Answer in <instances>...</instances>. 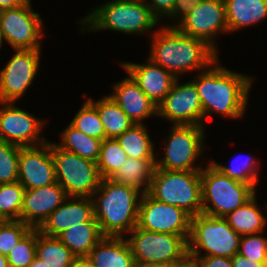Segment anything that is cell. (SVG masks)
<instances>
[{
  "instance_id": "obj_1",
  "label": "cell",
  "mask_w": 267,
  "mask_h": 267,
  "mask_svg": "<svg viewBox=\"0 0 267 267\" xmlns=\"http://www.w3.org/2000/svg\"><path fill=\"white\" fill-rule=\"evenodd\" d=\"M196 75L191 81L202 103L203 126L212 114L228 119H242L247 115L249 94L255 80L253 76L229 70L219 58Z\"/></svg>"
},
{
  "instance_id": "obj_2",
  "label": "cell",
  "mask_w": 267,
  "mask_h": 267,
  "mask_svg": "<svg viewBox=\"0 0 267 267\" xmlns=\"http://www.w3.org/2000/svg\"><path fill=\"white\" fill-rule=\"evenodd\" d=\"M148 38L151 50L147 58L176 78L207 69L220 55L206 41L185 35L176 27L161 25Z\"/></svg>"
},
{
  "instance_id": "obj_3",
  "label": "cell",
  "mask_w": 267,
  "mask_h": 267,
  "mask_svg": "<svg viewBox=\"0 0 267 267\" xmlns=\"http://www.w3.org/2000/svg\"><path fill=\"white\" fill-rule=\"evenodd\" d=\"M142 193L110 178L101 179L92 196L94 218L103 236L126 237L137 226Z\"/></svg>"
},
{
  "instance_id": "obj_4",
  "label": "cell",
  "mask_w": 267,
  "mask_h": 267,
  "mask_svg": "<svg viewBox=\"0 0 267 267\" xmlns=\"http://www.w3.org/2000/svg\"><path fill=\"white\" fill-rule=\"evenodd\" d=\"M78 22L82 33L109 30L136 36H144V33L151 36L156 26H161L144 0H108Z\"/></svg>"
},
{
  "instance_id": "obj_5",
  "label": "cell",
  "mask_w": 267,
  "mask_h": 267,
  "mask_svg": "<svg viewBox=\"0 0 267 267\" xmlns=\"http://www.w3.org/2000/svg\"><path fill=\"white\" fill-rule=\"evenodd\" d=\"M207 162L201 170L203 214L225 217L257 193L251 185L228 177L210 160Z\"/></svg>"
},
{
  "instance_id": "obj_6",
  "label": "cell",
  "mask_w": 267,
  "mask_h": 267,
  "mask_svg": "<svg viewBox=\"0 0 267 267\" xmlns=\"http://www.w3.org/2000/svg\"><path fill=\"white\" fill-rule=\"evenodd\" d=\"M241 235L224 217L200 213L191 218L187 241L188 257L222 256L232 258L239 252Z\"/></svg>"
},
{
  "instance_id": "obj_7",
  "label": "cell",
  "mask_w": 267,
  "mask_h": 267,
  "mask_svg": "<svg viewBox=\"0 0 267 267\" xmlns=\"http://www.w3.org/2000/svg\"><path fill=\"white\" fill-rule=\"evenodd\" d=\"M169 135L163 144L162 159L156 151V168L175 171H201L202 162L197 163L205 155L206 126L171 125ZM197 161V162H196Z\"/></svg>"
},
{
  "instance_id": "obj_8",
  "label": "cell",
  "mask_w": 267,
  "mask_h": 267,
  "mask_svg": "<svg viewBox=\"0 0 267 267\" xmlns=\"http://www.w3.org/2000/svg\"><path fill=\"white\" fill-rule=\"evenodd\" d=\"M148 194L185 210L192 217L202 213L201 171L155 169Z\"/></svg>"
},
{
  "instance_id": "obj_9",
  "label": "cell",
  "mask_w": 267,
  "mask_h": 267,
  "mask_svg": "<svg viewBox=\"0 0 267 267\" xmlns=\"http://www.w3.org/2000/svg\"><path fill=\"white\" fill-rule=\"evenodd\" d=\"M56 180L68 197L92 198L101 182L96 162L59 148L51 141Z\"/></svg>"
},
{
  "instance_id": "obj_10",
  "label": "cell",
  "mask_w": 267,
  "mask_h": 267,
  "mask_svg": "<svg viewBox=\"0 0 267 267\" xmlns=\"http://www.w3.org/2000/svg\"><path fill=\"white\" fill-rule=\"evenodd\" d=\"M126 239L136 264H181L188 258L187 241L181 235L157 233L135 226Z\"/></svg>"
},
{
  "instance_id": "obj_11",
  "label": "cell",
  "mask_w": 267,
  "mask_h": 267,
  "mask_svg": "<svg viewBox=\"0 0 267 267\" xmlns=\"http://www.w3.org/2000/svg\"><path fill=\"white\" fill-rule=\"evenodd\" d=\"M32 1L17 7L0 11L2 34L13 50L41 49L44 38V22L32 7Z\"/></svg>"
},
{
  "instance_id": "obj_12",
  "label": "cell",
  "mask_w": 267,
  "mask_h": 267,
  "mask_svg": "<svg viewBox=\"0 0 267 267\" xmlns=\"http://www.w3.org/2000/svg\"><path fill=\"white\" fill-rule=\"evenodd\" d=\"M0 70V102H18L40 69L41 49L14 50Z\"/></svg>"
},
{
  "instance_id": "obj_13",
  "label": "cell",
  "mask_w": 267,
  "mask_h": 267,
  "mask_svg": "<svg viewBox=\"0 0 267 267\" xmlns=\"http://www.w3.org/2000/svg\"><path fill=\"white\" fill-rule=\"evenodd\" d=\"M0 105V141L20 147L39 146L49 141L41 134L47 119L23 110L15 102H0Z\"/></svg>"
},
{
  "instance_id": "obj_14",
  "label": "cell",
  "mask_w": 267,
  "mask_h": 267,
  "mask_svg": "<svg viewBox=\"0 0 267 267\" xmlns=\"http://www.w3.org/2000/svg\"><path fill=\"white\" fill-rule=\"evenodd\" d=\"M192 216L182 208L160 202L142 194L137 227L142 230L181 235L188 241Z\"/></svg>"
},
{
  "instance_id": "obj_15",
  "label": "cell",
  "mask_w": 267,
  "mask_h": 267,
  "mask_svg": "<svg viewBox=\"0 0 267 267\" xmlns=\"http://www.w3.org/2000/svg\"><path fill=\"white\" fill-rule=\"evenodd\" d=\"M176 28L190 37L206 41L219 53L216 38L229 35L224 0H199L197 6Z\"/></svg>"
},
{
  "instance_id": "obj_16",
  "label": "cell",
  "mask_w": 267,
  "mask_h": 267,
  "mask_svg": "<svg viewBox=\"0 0 267 267\" xmlns=\"http://www.w3.org/2000/svg\"><path fill=\"white\" fill-rule=\"evenodd\" d=\"M180 79L158 105V117L170 125L203 126V108L196 86L191 80L180 84Z\"/></svg>"
},
{
  "instance_id": "obj_17",
  "label": "cell",
  "mask_w": 267,
  "mask_h": 267,
  "mask_svg": "<svg viewBox=\"0 0 267 267\" xmlns=\"http://www.w3.org/2000/svg\"><path fill=\"white\" fill-rule=\"evenodd\" d=\"M18 181L25 189L40 188L57 182L51 141L39 146L20 148Z\"/></svg>"
},
{
  "instance_id": "obj_18",
  "label": "cell",
  "mask_w": 267,
  "mask_h": 267,
  "mask_svg": "<svg viewBox=\"0 0 267 267\" xmlns=\"http://www.w3.org/2000/svg\"><path fill=\"white\" fill-rule=\"evenodd\" d=\"M67 197L58 182L40 188L25 189L20 220L31 228H39Z\"/></svg>"
},
{
  "instance_id": "obj_19",
  "label": "cell",
  "mask_w": 267,
  "mask_h": 267,
  "mask_svg": "<svg viewBox=\"0 0 267 267\" xmlns=\"http://www.w3.org/2000/svg\"><path fill=\"white\" fill-rule=\"evenodd\" d=\"M127 77L113 83L111 97L134 124L158 117V106L140 89L138 83L126 72Z\"/></svg>"
},
{
  "instance_id": "obj_20",
  "label": "cell",
  "mask_w": 267,
  "mask_h": 267,
  "mask_svg": "<svg viewBox=\"0 0 267 267\" xmlns=\"http://www.w3.org/2000/svg\"><path fill=\"white\" fill-rule=\"evenodd\" d=\"M146 62H120V66L138 83L140 89L158 106L169 93L177 78L149 58Z\"/></svg>"
},
{
  "instance_id": "obj_21",
  "label": "cell",
  "mask_w": 267,
  "mask_h": 267,
  "mask_svg": "<svg viewBox=\"0 0 267 267\" xmlns=\"http://www.w3.org/2000/svg\"><path fill=\"white\" fill-rule=\"evenodd\" d=\"M94 218V204L92 198L67 197L38 228L44 235L57 237L68 228Z\"/></svg>"
},
{
  "instance_id": "obj_22",
  "label": "cell",
  "mask_w": 267,
  "mask_h": 267,
  "mask_svg": "<svg viewBox=\"0 0 267 267\" xmlns=\"http://www.w3.org/2000/svg\"><path fill=\"white\" fill-rule=\"evenodd\" d=\"M86 257L94 267H136L126 237L103 236Z\"/></svg>"
},
{
  "instance_id": "obj_23",
  "label": "cell",
  "mask_w": 267,
  "mask_h": 267,
  "mask_svg": "<svg viewBox=\"0 0 267 267\" xmlns=\"http://www.w3.org/2000/svg\"><path fill=\"white\" fill-rule=\"evenodd\" d=\"M224 1L229 34L257 25L267 18V0Z\"/></svg>"
},
{
  "instance_id": "obj_24",
  "label": "cell",
  "mask_w": 267,
  "mask_h": 267,
  "mask_svg": "<svg viewBox=\"0 0 267 267\" xmlns=\"http://www.w3.org/2000/svg\"><path fill=\"white\" fill-rule=\"evenodd\" d=\"M57 238L76 256L86 257L103 238L98 221L76 224L60 233Z\"/></svg>"
},
{
  "instance_id": "obj_25",
  "label": "cell",
  "mask_w": 267,
  "mask_h": 267,
  "mask_svg": "<svg viewBox=\"0 0 267 267\" xmlns=\"http://www.w3.org/2000/svg\"><path fill=\"white\" fill-rule=\"evenodd\" d=\"M155 161L156 159L128 157L124 165L110 179L137 189L142 194L148 193L156 169Z\"/></svg>"
},
{
  "instance_id": "obj_26",
  "label": "cell",
  "mask_w": 267,
  "mask_h": 267,
  "mask_svg": "<svg viewBox=\"0 0 267 267\" xmlns=\"http://www.w3.org/2000/svg\"><path fill=\"white\" fill-rule=\"evenodd\" d=\"M256 196L255 194L244 205L224 217L230 227L241 236L267 231V216L260 210Z\"/></svg>"
},
{
  "instance_id": "obj_27",
  "label": "cell",
  "mask_w": 267,
  "mask_h": 267,
  "mask_svg": "<svg viewBox=\"0 0 267 267\" xmlns=\"http://www.w3.org/2000/svg\"><path fill=\"white\" fill-rule=\"evenodd\" d=\"M83 96H86L96 107L105 130L106 138L116 139L134 125L120 106L108 95L98 100L87 97V94H83Z\"/></svg>"
},
{
  "instance_id": "obj_28",
  "label": "cell",
  "mask_w": 267,
  "mask_h": 267,
  "mask_svg": "<svg viewBox=\"0 0 267 267\" xmlns=\"http://www.w3.org/2000/svg\"><path fill=\"white\" fill-rule=\"evenodd\" d=\"M59 148L82 158L98 161L102 140L82 133L70 123L60 132Z\"/></svg>"
},
{
  "instance_id": "obj_29",
  "label": "cell",
  "mask_w": 267,
  "mask_h": 267,
  "mask_svg": "<svg viewBox=\"0 0 267 267\" xmlns=\"http://www.w3.org/2000/svg\"><path fill=\"white\" fill-rule=\"evenodd\" d=\"M145 124H134L116 139L130 158L156 159V148Z\"/></svg>"
},
{
  "instance_id": "obj_30",
  "label": "cell",
  "mask_w": 267,
  "mask_h": 267,
  "mask_svg": "<svg viewBox=\"0 0 267 267\" xmlns=\"http://www.w3.org/2000/svg\"><path fill=\"white\" fill-rule=\"evenodd\" d=\"M36 257L47 267H70L76 256L57 238L47 236L36 228Z\"/></svg>"
},
{
  "instance_id": "obj_31",
  "label": "cell",
  "mask_w": 267,
  "mask_h": 267,
  "mask_svg": "<svg viewBox=\"0 0 267 267\" xmlns=\"http://www.w3.org/2000/svg\"><path fill=\"white\" fill-rule=\"evenodd\" d=\"M244 156L246 157V155ZM239 157L240 155L236 156L235 160L234 159L232 160L231 166L223 165L220 162L218 163L216 160H210V161L223 174L227 175L232 179L247 183L257 191L256 188L260 180L259 179L260 163L258 162L260 159L257 160V158H254V156L251 155L247 156L246 158L244 157L243 160L239 159ZM240 158H242V155Z\"/></svg>"
},
{
  "instance_id": "obj_32",
  "label": "cell",
  "mask_w": 267,
  "mask_h": 267,
  "mask_svg": "<svg viewBox=\"0 0 267 267\" xmlns=\"http://www.w3.org/2000/svg\"><path fill=\"white\" fill-rule=\"evenodd\" d=\"M127 158V154L117 139H104L96 162L100 177L102 179L111 178L124 165Z\"/></svg>"
},
{
  "instance_id": "obj_33",
  "label": "cell",
  "mask_w": 267,
  "mask_h": 267,
  "mask_svg": "<svg viewBox=\"0 0 267 267\" xmlns=\"http://www.w3.org/2000/svg\"><path fill=\"white\" fill-rule=\"evenodd\" d=\"M70 124L82 133L98 138L106 139L105 130L96 107L86 98L81 108L78 109Z\"/></svg>"
},
{
  "instance_id": "obj_34",
  "label": "cell",
  "mask_w": 267,
  "mask_h": 267,
  "mask_svg": "<svg viewBox=\"0 0 267 267\" xmlns=\"http://www.w3.org/2000/svg\"><path fill=\"white\" fill-rule=\"evenodd\" d=\"M24 192L19 181L0 184V211L8 220H20Z\"/></svg>"
},
{
  "instance_id": "obj_35",
  "label": "cell",
  "mask_w": 267,
  "mask_h": 267,
  "mask_svg": "<svg viewBox=\"0 0 267 267\" xmlns=\"http://www.w3.org/2000/svg\"><path fill=\"white\" fill-rule=\"evenodd\" d=\"M6 256L9 267H28L36 258V228H31Z\"/></svg>"
},
{
  "instance_id": "obj_36",
  "label": "cell",
  "mask_w": 267,
  "mask_h": 267,
  "mask_svg": "<svg viewBox=\"0 0 267 267\" xmlns=\"http://www.w3.org/2000/svg\"><path fill=\"white\" fill-rule=\"evenodd\" d=\"M20 146L0 141V184L18 181Z\"/></svg>"
},
{
  "instance_id": "obj_37",
  "label": "cell",
  "mask_w": 267,
  "mask_h": 267,
  "mask_svg": "<svg viewBox=\"0 0 267 267\" xmlns=\"http://www.w3.org/2000/svg\"><path fill=\"white\" fill-rule=\"evenodd\" d=\"M264 232L242 235L239 254L255 262L264 263L267 252V235Z\"/></svg>"
},
{
  "instance_id": "obj_38",
  "label": "cell",
  "mask_w": 267,
  "mask_h": 267,
  "mask_svg": "<svg viewBox=\"0 0 267 267\" xmlns=\"http://www.w3.org/2000/svg\"><path fill=\"white\" fill-rule=\"evenodd\" d=\"M30 229L21 220H8L0 224V254L7 255Z\"/></svg>"
},
{
  "instance_id": "obj_39",
  "label": "cell",
  "mask_w": 267,
  "mask_h": 267,
  "mask_svg": "<svg viewBox=\"0 0 267 267\" xmlns=\"http://www.w3.org/2000/svg\"><path fill=\"white\" fill-rule=\"evenodd\" d=\"M199 0H175L171 15L167 18L170 23H162L165 27H176L197 6ZM172 20V21H171ZM173 24V25H172Z\"/></svg>"
},
{
  "instance_id": "obj_40",
  "label": "cell",
  "mask_w": 267,
  "mask_h": 267,
  "mask_svg": "<svg viewBox=\"0 0 267 267\" xmlns=\"http://www.w3.org/2000/svg\"><path fill=\"white\" fill-rule=\"evenodd\" d=\"M150 7L153 16L161 22L171 15L175 0H144Z\"/></svg>"
},
{
  "instance_id": "obj_41",
  "label": "cell",
  "mask_w": 267,
  "mask_h": 267,
  "mask_svg": "<svg viewBox=\"0 0 267 267\" xmlns=\"http://www.w3.org/2000/svg\"><path fill=\"white\" fill-rule=\"evenodd\" d=\"M196 267H233L231 258L222 256L188 257Z\"/></svg>"
},
{
  "instance_id": "obj_42",
  "label": "cell",
  "mask_w": 267,
  "mask_h": 267,
  "mask_svg": "<svg viewBox=\"0 0 267 267\" xmlns=\"http://www.w3.org/2000/svg\"><path fill=\"white\" fill-rule=\"evenodd\" d=\"M233 267H264L263 263L255 262L250 259L245 258L239 253L235 254L231 258Z\"/></svg>"
},
{
  "instance_id": "obj_43",
  "label": "cell",
  "mask_w": 267,
  "mask_h": 267,
  "mask_svg": "<svg viewBox=\"0 0 267 267\" xmlns=\"http://www.w3.org/2000/svg\"><path fill=\"white\" fill-rule=\"evenodd\" d=\"M28 0H0V11L17 8L25 4Z\"/></svg>"
},
{
  "instance_id": "obj_44",
  "label": "cell",
  "mask_w": 267,
  "mask_h": 267,
  "mask_svg": "<svg viewBox=\"0 0 267 267\" xmlns=\"http://www.w3.org/2000/svg\"><path fill=\"white\" fill-rule=\"evenodd\" d=\"M70 267H94L87 257H76Z\"/></svg>"
},
{
  "instance_id": "obj_45",
  "label": "cell",
  "mask_w": 267,
  "mask_h": 267,
  "mask_svg": "<svg viewBox=\"0 0 267 267\" xmlns=\"http://www.w3.org/2000/svg\"><path fill=\"white\" fill-rule=\"evenodd\" d=\"M178 264L166 263H150V264H136V267H175Z\"/></svg>"
},
{
  "instance_id": "obj_46",
  "label": "cell",
  "mask_w": 267,
  "mask_h": 267,
  "mask_svg": "<svg viewBox=\"0 0 267 267\" xmlns=\"http://www.w3.org/2000/svg\"><path fill=\"white\" fill-rule=\"evenodd\" d=\"M175 267H196L192 259L187 258L183 263L176 265Z\"/></svg>"
},
{
  "instance_id": "obj_47",
  "label": "cell",
  "mask_w": 267,
  "mask_h": 267,
  "mask_svg": "<svg viewBox=\"0 0 267 267\" xmlns=\"http://www.w3.org/2000/svg\"><path fill=\"white\" fill-rule=\"evenodd\" d=\"M28 267H47V266L41 259H38L36 257L34 261Z\"/></svg>"
},
{
  "instance_id": "obj_48",
  "label": "cell",
  "mask_w": 267,
  "mask_h": 267,
  "mask_svg": "<svg viewBox=\"0 0 267 267\" xmlns=\"http://www.w3.org/2000/svg\"><path fill=\"white\" fill-rule=\"evenodd\" d=\"M0 267H9L6 255L0 254Z\"/></svg>"
},
{
  "instance_id": "obj_49",
  "label": "cell",
  "mask_w": 267,
  "mask_h": 267,
  "mask_svg": "<svg viewBox=\"0 0 267 267\" xmlns=\"http://www.w3.org/2000/svg\"><path fill=\"white\" fill-rule=\"evenodd\" d=\"M4 37H3V34H2V28L0 26V50L2 49V46L4 47Z\"/></svg>"
},
{
  "instance_id": "obj_50",
  "label": "cell",
  "mask_w": 267,
  "mask_h": 267,
  "mask_svg": "<svg viewBox=\"0 0 267 267\" xmlns=\"http://www.w3.org/2000/svg\"><path fill=\"white\" fill-rule=\"evenodd\" d=\"M8 219L0 211V224L5 223Z\"/></svg>"
},
{
  "instance_id": "obj_51",
  "label": "cell",
  "mask_w": 267,
  "mask_h": 267,
  "mask_svg": "<svg viewBox=\"0 0 267 267\" xmlns=\"http://www.w3.org/2000/svg\"><path fill=\"white\" fill-rule=\"evenodd\" d=\"M264 267H267V252H266V254H265V258H264Z\"/></svg>"
}]
</instances>
